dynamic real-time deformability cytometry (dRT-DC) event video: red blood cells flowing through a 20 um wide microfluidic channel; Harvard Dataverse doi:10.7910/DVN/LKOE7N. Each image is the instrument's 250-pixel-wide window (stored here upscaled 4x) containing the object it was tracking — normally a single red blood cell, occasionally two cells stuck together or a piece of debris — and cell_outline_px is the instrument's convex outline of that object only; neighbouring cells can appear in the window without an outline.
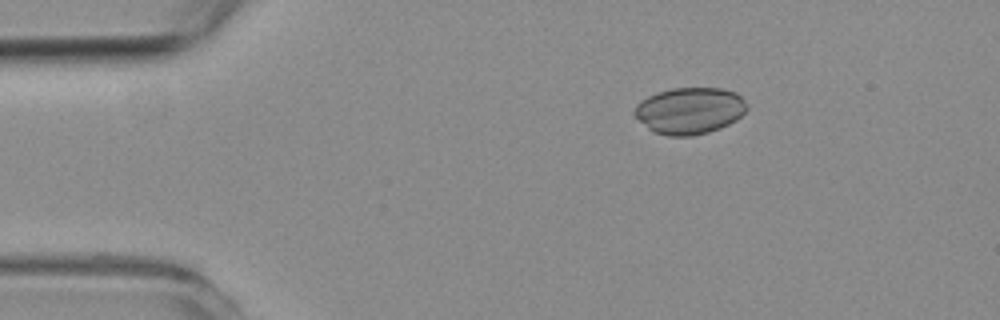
{"species": "common noctule bat (a hibernating species)", "species_latin": "Nyctalus noctula", "temperature_condition": "room temperature", "stored_images_in_passage": 50, "camera_frame_rate_fps": 3000, "um_per_image_px": 0.085, "animal": {"sex": "female", "body_mass_g": 19.3, "forearm_length_mm": 54.1}, "frame": {"image": 1, "passage_image": 2, "time_ms": 0.333, "image_size_px": [1000, 320], "cell_outline_px": [[748, 108], [736, 120], [720, 128], [708, 132], [692, 136], [668, 136], [652, 132], [632, 112], [636, 104], [648, 96], [656, 92], [672, 88], [720, 88], [736, 92], [748, 104]], "centroid_in_image_um": [58.61, 9.4], "position_along_channel_um": 26.4, "area_um2": 30.63}}
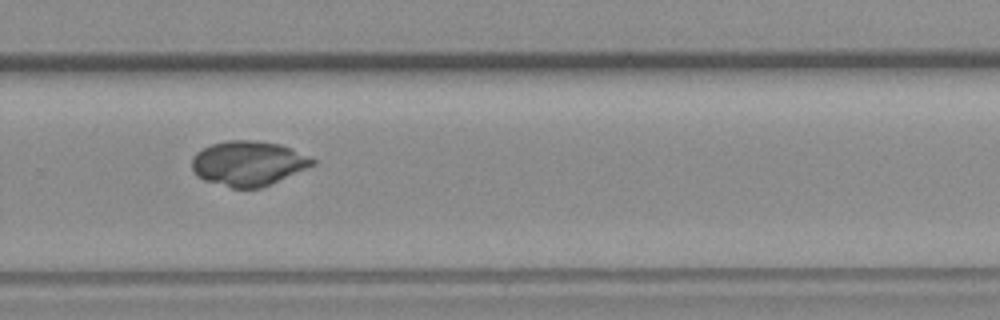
{"frame": {"image": 2, "passage_image": 31, "time_ms": 10.0, "image_size_px": [1000, 320], "cell_outline_px": [[316, 164], [272, 184], [260, 188], [232, 188], [204, 180], [196, 176], [192, 168], [192, 156], [196, 152], [212, 144], [228, 140], [256, 140], [280, 144], [292, 148], [316, 160]], "centroid_in_image_um": [21.11, 13.88], "position_along_channel_um": 308.7, "area_um2": 31.67}}
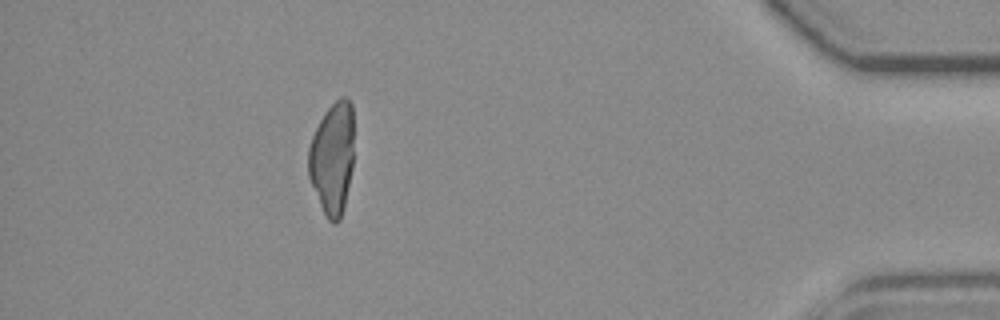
{"frame": {"image": 3, "passage_image": 44, "time_ms": 14.333, "image_size_px": [1000, 320], "cell_outline_px": [[352, 168], [344, 208], [340, 220], [336, 224], [332, 224], [328, 220], [320, 204], [308, 176], [308, 148], [312, 136], [324, 112], [340, 96], [348, 96], [352, 104]], "centroid_in_image_um": [28.24, 13.44], "position_along_channel_um": 407.0, "area_um2": 29.77}}